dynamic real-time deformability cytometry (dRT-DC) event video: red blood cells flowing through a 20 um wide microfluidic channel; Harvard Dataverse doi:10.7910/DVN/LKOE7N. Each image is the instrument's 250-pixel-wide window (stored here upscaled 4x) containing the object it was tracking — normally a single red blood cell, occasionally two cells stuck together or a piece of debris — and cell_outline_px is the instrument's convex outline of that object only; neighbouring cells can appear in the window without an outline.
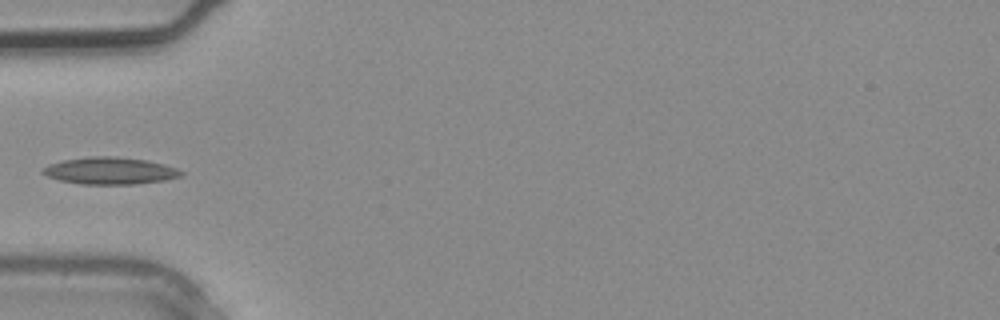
{"species": "common noctule bat (a hibernating species)", "species_latin": "Nyctalus noctula", "temperature_condition": "warm", "stored_images_in_passage": 2, "camera_frame_rate_fps": 3000, "um_per_image_px": 0.085, "animal": {"sex": "male", "body_mass_g": 20.4}, "frame": {"image": 1, "passage_image": 2, "time_ms": 0.333, "image_size_px": [1000, 320], "cell_outline_px": [[184, 176], [164, 180], [136, 184], [80, 184], [60, 180], [48, 176], [40, 172], [40, 168], [48, 164], [64, 160], [88, 156], [116, 156], [148, 160], [164, 164], [176, 168], [184, 172]], "centroid_in_image_um": [9.35, 14.51], "position_along_channel_um": 75.7, "area_um2": 22.02}}